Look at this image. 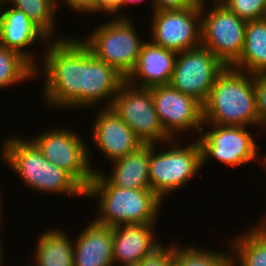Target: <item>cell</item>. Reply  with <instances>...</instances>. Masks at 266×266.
<instances>
[{
    "mask_svg": "<svg viewBox=\"0 0 266 266\" xmlns=\"http://www.w3.org/2000/svg\"><path fill=\"white\" fill-rule=\"evenodd\" d=\"M163 246V243L139 263L141 266H173V243Z\"/></svg>",
    "mask_w": 266,
    "mask_h": 266,
    "instance_id": "f1b7e54d",
    "label": "cell"
},
{
    "mask_svg": "<svg viewBox=\"0 0 266 266\" xmlns=\"http://www.w3.org/2000/svg\"><path fill=\"white\" fill-rule=\"evenodd\" d=\"M150 144L111 162V174L100 171L113 185L130 189H151L149 178Z\"/></svg>",
    "mask_w": 266,
    "mask_h": 266,
    "instance_id": "ffe728a7",
    "label": "cell"
},
{
    "mask_svg": "<svg viewBox=\"0 0 266 266\" xmlns=\"http://www.w3.org/2000/svg\"><path fill=\"white\" fill-rule=\"evenodd\" d=\"M69 235L54 227L39 235L34 266H74V243Z\"/></svg>",
    "mask_w": 266,
    "mask_h": 266,
    "instance_id": "7402d4cb",
    "label": "cell"
},
{
    "mask_svg": "<svg viewBox=\"0 0 266 266\" xmlns=\"http://www.w3.org/2000/svg\"><path fill=\"white\" fill-rule=\"evenodd\" d=\"M132 19L114 18L95 26L90 35L80 40L99 60L116 69L125 78L135 68L145 41L137 34Z\"/></svg>",
    "mask_w": 266,
    "mask_h": 266,
    "instance_id": "8992f818",
    "label": "cell"
},
{
    "mask_svg": "<svg viewBox=\"0 0 266 266\" xmlns=\"http://www.w3.org/2000/svg\"><path fill=\"white\" fill-rule=\"evenodd\" d=\"M152 14L149 36L154 44L177 53L201 46V2L190 8Z\"/></svg>",
    "mask_w": 266,
    "mask_h": 266,
    "instance_id": "7c38bea8",
    "label": "cell"
},
{
    "mask_svg": "<svg viewBox=\"0 0 266 266\" xmlns=\"http://www.w3.org/2000/svg\"><path fill=\"white\" fill-rule=\"evenodd\" d=\"M118 266H141V265L140 263H131V264L118 265Z\"/></svg>",
    "mask_w": 266,
    "mask_h": 266,
    "instance_id": "8d00e7d4",
    "label": "cell"
},
{
    "mask_svg": "<svg viewBox=\"0 0 266 266\" xmlns=\"http://www.w3.org/2000/svg\"><path fill=\"white\" fill-rule=\"evenodd\" d=\"M37 135L30 139L43 156L50 163L68 172L84 189L92 181L94 173L101 171L100 168L98 170L92 166L91 148H88L83 136L70 127H52Z\"/></svg>",
    "mask_w": 266,
    "mask_h": 266,
    "instance_id": "52a82bcc",
    "label": "cell"
},
{
    "mask_svg": "<svg viewBox=\"0 0 266 266\" xmlns=\"http://www.w3.org/2000/svg\"><path fill=\"white\" fill-rule=\"evenodd\" d=\"M199 0H152V11L178 10L197 6Z\"/></svg>",
    "mask_w": 266,
    "mask_h": 266,
    "instance_id": "f546056e",
    "label": "cell"
},
{
    "mask_svg": "<svg viewBox=\"0 0 266 266\" xmlns=\"http://www.w3.org/2000/svg\"><path fill=\"white\" fill-rule=\"evenodd\" d=\"M262 159H264L262 162L265 163L264 166L266 167V154H265L264 158L262 157ZM265 170H266V168H265Z\"/></svg>",
    "mask_w": 266,
    "mask_h": 266,
    "instance_id": "f35d334b",
    "label": "cell"
},
{
    "mask_svg": "<svg viewBox=\"0 0 266 266\" xmlns=\"http://www.w3.org/2000/svg\"><path fill=\"white\" fill-rule=\"evenodd\" d=\"M258 223L228 241L231 266H266V228Z\"/></svg>",
    "mask_w": 266,
    "mask_h": 266,
    "instance_id": "603a6c76",
    "label": "cell"
},
{
    "mask_svg": "<svg viewBox=\"0 0 266 266\" xmlns=\"http://www.w3.org/2000/svg\"><path fill=\"white\" fill-rule=\"evenodd\" d=\"M84 197L98 199V216L94 221L111 227L132 223H155L159 218V208L163 204L151 189L118 187L100 171L94 173L92 181L85 189Z\"/></svg>",
    "mask_w": 266,
    "mask_h": 266,
    "instance_id": "7a4b0ae2",
    "label": "cell"
},
{
    "mask_svg": "<svg viewBox=\"0 0 266 266\" xmlns=\"http://www.w3.org/2000/svg\"><path fill=\"white\" fill-rule=\"evenodd\" d=\"M200 2H210V1H212V2H214V1H220V0H199Z\"/></svg>",
    "mask_w": 266,
    "mask_h": 266,
    "instance_id": "74e56055",
    "label": "cell"
},
{
    "mask_svg": "<svg viewBox=\"0 0 266 266\" xmlns=\"http://www.w3.org/2000/svg\"><path fill=\"white\" fill-rule=\"evenodd\" d=\"M261 223V225H263L266 228V216L263 215L262 219H260L259 221Z\"/></svg>",
    "mask_w": 266,
    "mask_h": 266,
    "instance_id": "d590c367",
    "label": "cell"
},
{
    "mask_svg": "<svg viewBox=\"0 0 266 266\" xmlns=\"http://www.w3.org/2000/svg\"><path fill=\"white\" fill-rule=\"evenodd\" d=\"M155 223H132L113 227V262L139 263L162 243L154 232Z\"/></svg>",
    "mask_w": 266,
    "mask_h": 266,
    "instance_id": "ac0fdd59",
    "label": "cell"
},
{
    "mask_svg": "<svg viewBox=\"0 0 266 266\" xmlns=\"http://www.w3.org/2000/svg\"><path fill=\"white\" fill-rule=\"evenodd\" d=\"M208 126L210 129L206 131L204 128ZM248 129L250 127L203 124L198 136L190 135L200 143L202 168L211 157L228 167H243L259 160L260 145L257 146Z\"/></svg>",
    "mask_w": 266,
    "mask_h": 266,
    "instance_id": "9c48e42d",
    "label": "cell"
},
{
    "mask_svg": "<svg viewBox=\"0 0 266 266\" xmlns=\"http://www.w3.org/2000/svg\"><path fill=\"white\" fill-rule=\"evenodd\" d=\"M143 144L165 145L171 138L164 132L154 108L151 88L125 81L110 106Z\"/></svg>",
    "mask_w": 266,
    "mask_h": 266,
    "instance_id": "30bf717a",
    "label": "cell"
},
{
    "mask_svg": "<svg viewBox=\"0 0 266 266\" xmlns=\"http://www.w3.org/2000/svg\"><path fill=\"white\" fill-rule=\"evenodd\" d=\"M47 43L44 54L38 56L42 68H35V76L40 72L44 76L45 103L64 110L83 108L84 43L72 36Z\"/></svg>",
    "mask_w": 266,
    "mask_h": 266,
    "instance_id": "6da1fadb",
    "label": "cell"
},
{
    "mask_svg": "<svg viewBox=\"0 0 266 266\" xmlns=\"http://www.w3.org/2000/svg\"><path fill=\"white\" fill-rule=\"evenodd\" d=\"M126 81L116 69L99 60L84 44L83 108L110 107L117 91ZM104 103H103V102Z\"/></svg>",
    "mask_w": 266,
    "mask_h": 266,
    "instance_id": "9a60e30c",
    "label": "cell"
},
{
    "mask_svg": "<svg viewBox=\"0 0 266 266\" xmlns=\"http://www.w3.org/2000/svg\"><path fill=\"white\" fill-rule=\"evenodd\" d=\"M143 1H144V0H124L122 6L118 9V13L121 14V15H120V18H129V16H130V15H127V14H124V15H125V16H124V15L121 13V11L123 10L124 6L130 5V4H131V5H133V4L135 5V3H138V4L140 3V4H141V3H143ZM150 1H151V5H152V0H150Z\"/></svg>",
    "mask_w": 266,
    "mask_h": 266,
    "instance_id": "d6a6232c",
    "label": "cell"
},
{
    "mask_svg": "<svg viewBox=\"0 0 266 266\" xmlns=\"http://www.w3.org/2000/svg\"><path fill=\"white\" fill-rule=\"evenodd\" d=\"M220 2L246 21L266 18L265 0H220Z\"/></svg>",
    "mask_w": 266,
    "mask_h": 266,
    "instance_id": "4316f807",
    "label": "cell"
},
{
    "mask_svg": "<svg viewBox=\"0 0 266 266\" xmlns=\"http://www.w3.org/2000/svg\"><path fill=\"white\" fill-rule=\"evenodd\" d=\"M225 68L209 49L202 46L178 52L170 85L204 104L216 78Z\"/></svg>",
    "mask_w": 266,
    "mask_h": 266,
    "instance_id": "8fae6325",
    "label": "cell"
},
{
    "mask_svg": "<svg viewBox=\"0 0 266 266\" xmlns=\"http://www.w3.org/2000/svg\"><path fill=\"white\" fill-rule=\"evenodd\" d=\"M203 124L259 126L253 74L226 67L203 104Z\"/></svg>",
    "mask_w": 266,
    "mask_h": 266,
    "instance_id": "277c9868",
    "label": "cell"
},
{
    "mask_svg": "<svg viewBox=\"0 0 266 266\" xmlns=\"http://www.w3.org/2000/svg\"><path fill=\"white\" fill-rule=\"evenodd\" d=\"M35 67L19 52L0 46V90L34 79Z\"/></svg>",
    "mask_w": 266,
    "mask_h": 266,
    "instance_id": "d4e9b609",
    "label": "cell"
},
{
    "mask_svg": "<svg viewBox=\"0 0 266 266\" xmlns=\"http://www.w3.org/2000/svg\"><path fill=\"white\" fill-rule=\"evenodd\" d=\"M92 120L91 137L97 149L111 162L118 160L143 143L132 129L111 108H100Z\"/></svg>",
    "mask_w": 266,
    "mask_h": 266,
    "instance_id": "5bb4252c",
    "label": "cell"
},
{
    "mask_svg": "<svg viewBox=\"0 0 266 266\" xmlns=\"http://www.w3.org/2000/svg\"><path fill=\"white\" fill-rule=\"evenodd\" d=\"M231 67L250 74L266 73V18L247 21L242 53Z\"/></svg>",
    "mask_w": 266,
    "mask_h": 266,
    "instance_id": "44dd1931",
    "label": "cell"
},
{
    "mask_svg": "<svg viewBox=\"0 0 266 266\" xmlns=\"http://www.w3.org/2000/svg\"><path fill=\"white\" fill-rule=\"evenodd\" d=\"M2 198H1V195H0V227L2 226V215H4V214H2L3 213V211H2V203L1 202H3L2 200H1Z\"/></svg>",
    "mask_w": 266,
    "mask_h": 266,
    "instance_id": "e575fe53",
    "label": "cell"
},
{
    "mask_svg": "<svg viewBox=\"0 0 266 266\" xmlns=\"http://www.w3.org/2000/svg\"><path fill=\"white\" fill-rule=\"evenodd\" d=\"M167 141L169 147L157 151L159 144H150L149 178L151 190L164 201L167 194L179 191L202 169L200 143L197 139L178 144ZM191 142V143H190ZM178 144V145H177ZM167 149V150H166Z\"/></svg>",
    "mask_w": 266,
    "mask_h": 266,
    "instance_id": "5b68a950",
    "label": "cell"
},
{
    "mask_svg": "<svg viewBox=\"0 0 266 266\" xmlns=\"http://www.w3.org/2000/svg\"><path fill=\"white\" fill-rule=\"evenodd\" d=\"M3 1H4V0H0V6L3 4Z\"/></svg>",
    "mask_w": 266,
    "mask_h": 266,
    "instance_id": "ab89813d",
    "label": "cell"
},
{
    "mask_svg": "<svg viewBox=\"0 0 266 266\" xmlns=\"http://www.w3.org/2000/svg\"><path fill=\"white\" fill-rule=\"evenodd\" d=\"M2 145V160L26 187L44 194L85 196V189L68 172L50 163L30 138L11 135Z\"/></svg>",
    "mask_w": 266,
    "mask_h": 266,
    "instance_id": "3957f363",
    "label": "cell"
},
{
    "mask_svg": "<svg viewBox=\"0 0 266 266\" xmlns=\"http://www.w3.org/2000/svg\"><path fill=\"white\" fill-rule=\"evenodd\" d=\"M177 52L146 40L140 50L137 64L126 81L140 88L170 84Z\"/></svg>",
    "mask_w": 266,
    "mask_h": 266,
    "instance_id": "e0dca14e",
    "label": "cell"
},
{
    "mask_svg": "<svg viewBox=\"0 0 266 266\" xmlns=\"http://www.w3.org/2000/svg\"><path fill=\"white\" fill-rule=\"evenodd\" d=\"M23 11L51 40L64 39V35L56 38L57 27L55 15L57 7L54 0H4L3 3ZM56 27V28H55ZM53 36V37H52ZM55 36V38H54Z\"/></svg>",
    "mask_w": 266,
    "mask_h": 266,
    "instance_id": "cb8c5ba5",
    "label": "cell"
},
{
    "mask_svg": "<svg viewBox=\"0 0 266 266\" xmlns=\"http://www.w3.org/2000/svg\"><path fill=\"white\" fill-rule=\"evenodd\" d=\"M78 234L73 240L74 266H114L113 227L92 220Z\"/></svg>",
    "mask_w": 266,
    "mask_h": 266,
    "instance_id": "d6986e66",
    "label": "cell"
},
{
    "mask_svg": "<svg viewBox=\"0 0 266 266\" xmlns=\"http://www.w3.org/2000/svg\"><path fill=\"white\" fill-rule=\"evenodd\" d=\"M6 5L0 6V46L19 52L36 68L35 52L26 48L38 40L47 46L51 39L23 11Z\"/></svg>",
    "mask_w": 266,
    "mask_h": 266,
    "instance_id": "2e32d148",
    "label": "cell"
},
{
    "mask_svg": "<svg viewBox=\"0 0 266 266\" xmlns=\"http://www.w3.org/2000/svg\"><path fill=\"white\" fill-rule=\"evenodd\" d=\"M212 4L207 9L206 2H201V46L231 67L242 53L247 21L220 1Z\"/></svg>",
    "mask_w": 266,
    "mask_h": 266,
    "instance_id": "ba28073f",
    "label": "cell"
},
{
    "mask_svg": "<svg viewBox=\"0 0 266 266\" xmlns=\"http://www.w3.org/2000/svg\"><path fill=\"white\" fill-rule=\"evenodd\" d=\"M253 86L260 126L258 128L263 127V129H266V73L253 74Z\"/></svg>",
    "mask_w": 266,
    "mask_h": 266,
    "instance_id": "83f0119b",
    "label": "cell"
},
{
    "mask_svg": "<svg viewBox=\"0 0 266 266\" xmlns=\"http://www.w3.org/2000/svg\"><path fill=\"white\" fill-rule=\"evenodd\" d=\"M1 241L2 240H0V266H3L2 264H3V248H2V246H3V244L1 243Z\"/></svg>",
    "mask_w": 266,
    "mask_h": 266,
    "instance_id": "836d02e7",
    "label": "cell"
},
{
    "mask_svg": "<svg viewBox=\"0 0 266 266\" xmlns=\"http://www.w3.org/2000/svg\"><path fill=\"white\" fill-rule=\"evenodd\" d=\"M173 266H231V253L173 243Z\"/></svg>",
    "mask_w": 266,
    "mask_h": 266,
    "instance_id": "484cf974",
    "label": "cell"
},
{
    "mask_svg": "<svg viewBox=\"0 0 266 266\" xmlns=\"http://www.w3.org/2000/svg\"><path fill=\"white\" fill-rule=\"evenodd\" d=\"M124 0H95L94 13H106L105 16H112L113 18H120L118 9L122 6Z\"/></svg>",
    "mask_w": 266,
    "mask_h": 266,
    "instance_id": "4dcf8cb0",
    "label": "cell"
},
{
    "mask_svg": "<svg viewBox=\"0 0 266 266\" xmlns=\"http://www.w3.org/2000/svg\"><path fill=\"white\" fill-rule=\"evenodd\" d=\"M151 93L162 128L171 139H176L180 133L181 136L182 133L191 134L195 130L201 132L204 123L203 104L197 99L170 84L153 86Z\"/></svg>",
    "mask_w": 266,
    "mask_h": 266,
    "instance_id": "4fadbf2b",
    "label": "cell"
},
{
    "mask_svg": "<svg viewBox=\"0 0 266 266\" xmlns=\"http://www.w3.org/2000/svg\"><path fill=\"white\" fill-rule=\"evenodd\" d=\"M55 1V4H56V7L57 9L58 8H61L59 7L60 3H62L61 1H63V3L67 4L68 7L70 9L73 10V12H79L81 14H86L88 15L89 13L90 14H94V2L95 0H54Z\"/></svg>",
    "mask_w": 266,
    "mask_h": 266,
    "instance_id": "1f68e13d",
    "label": "cell"
}]
</instances>
